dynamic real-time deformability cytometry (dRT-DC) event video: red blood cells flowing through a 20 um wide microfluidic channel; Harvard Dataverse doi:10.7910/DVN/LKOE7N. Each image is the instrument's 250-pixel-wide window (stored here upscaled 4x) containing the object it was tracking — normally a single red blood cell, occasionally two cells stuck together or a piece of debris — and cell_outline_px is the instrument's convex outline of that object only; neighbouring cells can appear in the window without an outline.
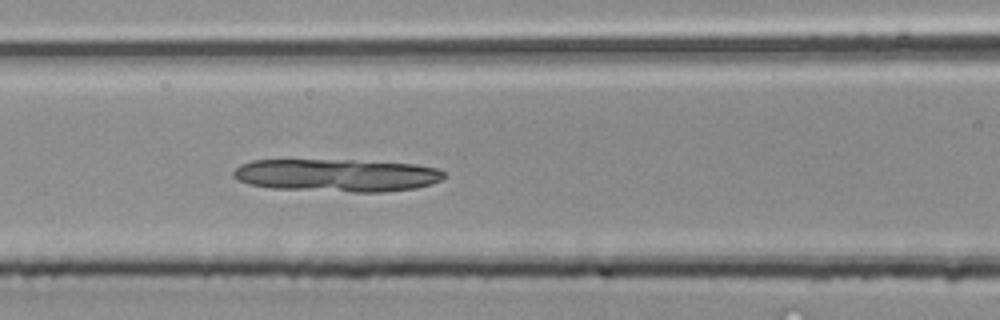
{"species": "common noctule bat (a hibernating species)", "species_latin": "Nyctalus noctula", "temperature_condition": "room temperature", "stored_images_in_passage": 44, "camera_frame_rate_fps": 3000, "um_per_image_px": 0.085, "animal": {"sex": "male", "body_mass_g": 20.4}, "frame": {"image": 1, "passage_image": 19, "time_ms": 6.0, "image_size_px": [1000, 320], "cell_outline_px": [[444, 176], [440, 180], [432, 184], [416, 188], [384, 192], [352, 192], [272, 188], [248, 184], [236, 180], [232, 176], [232, 172], [240, 164], [252, 160], [352, 160], [416, 164], [436, 168], [444, 172]], "centroid_in_image_um": [28.6, 14.9], "position_along_channel_um": 138.0, "area_um2": 40.4}}
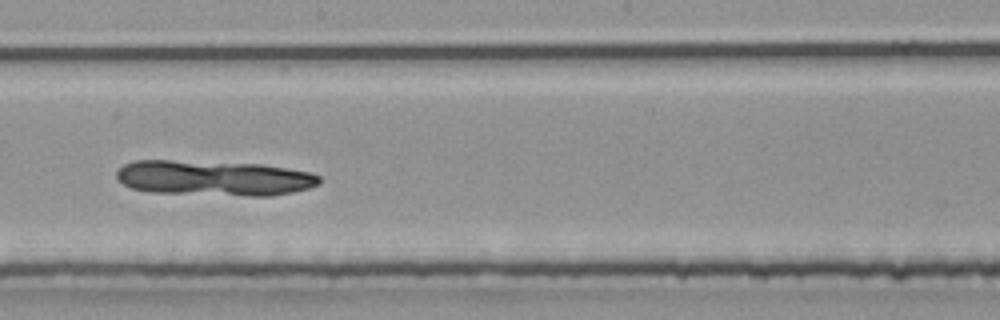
{"frame": {"image": 2, "passage_image": 25, "time_ms": 8.0, "image_size_px": [1000, 320], "cell_outline_px": [[320, 184], [308, 188], [292, 192], [272, 196], [244, 196], [152, 192], [132, 188], [116, 180], [116, 172], [124, 164], [132, 160], [168, 160], [260, 164], [308, 172], [320, 176]], "centroid_in_image_um": [18.15, 15.14], "position_along_channel_um": 230.0, "area_um2": 41.73}}
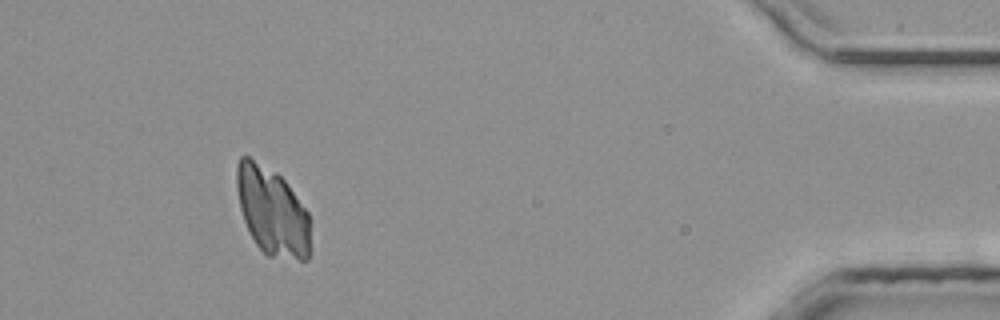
{"frame": {"image": 3, "passage_image": 41, "time_ms": 13.333, "image_size_px": [1000, 320], "cell_outline_px": [[312, 252], [308, 260], [300, 260], [268, 256], [256, 244], [248, 232], [240, 208], [236, 188], [236, 164], [240, 156], [248, 156], [276, 172], [284, 180], [308, 212]], "centroid_in_image_um": [23.14, 18.0], "position_along_channel_um": 412.1, "area_um2": 38.26}}